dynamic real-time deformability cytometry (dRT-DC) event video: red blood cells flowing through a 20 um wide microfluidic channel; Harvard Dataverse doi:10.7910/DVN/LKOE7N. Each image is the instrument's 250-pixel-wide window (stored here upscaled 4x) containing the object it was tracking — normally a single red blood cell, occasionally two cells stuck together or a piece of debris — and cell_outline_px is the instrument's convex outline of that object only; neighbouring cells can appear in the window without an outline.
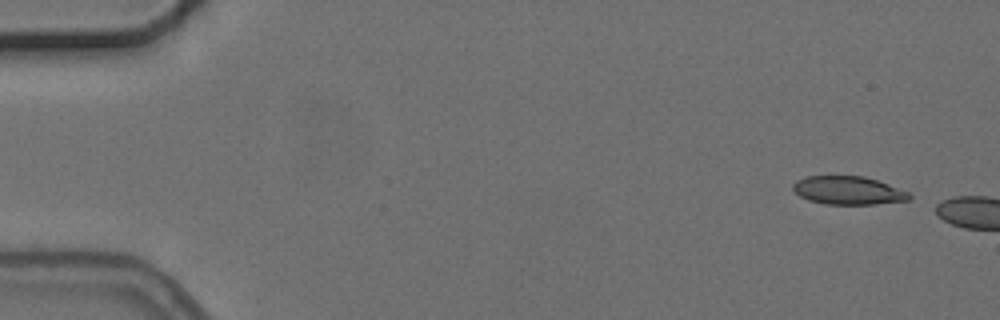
{"species": "common noctule bat (a hibernating species)", "species_latin": "Nyctalus noctula", "temperature_condition": "cold", "stored_images_in_passage": 3, "camera_frame_rate_fps": 3000, "um_per_image_px": 0.085, "animal": {"sex": "female", "body_mass_g": 24.6, "forearm_length_mm": 56.2}, "frame": {"image": 1, "passage_image": 1, "time_ms": 0.0, "image_size_px": [1000, 320], "cell_outline_px": [[912, 196], [908, 200], [872, 204], [824, 204], [808, 200], [800, 196], [792, 188], [792, 184], [796, 180], [804, 176], [864, 176], [888, 184], [908, 192]], "centroid_in_image_um": [72.05, 16.18], "position_along_channel_um": 13.0, "area_um2": 19.07}}